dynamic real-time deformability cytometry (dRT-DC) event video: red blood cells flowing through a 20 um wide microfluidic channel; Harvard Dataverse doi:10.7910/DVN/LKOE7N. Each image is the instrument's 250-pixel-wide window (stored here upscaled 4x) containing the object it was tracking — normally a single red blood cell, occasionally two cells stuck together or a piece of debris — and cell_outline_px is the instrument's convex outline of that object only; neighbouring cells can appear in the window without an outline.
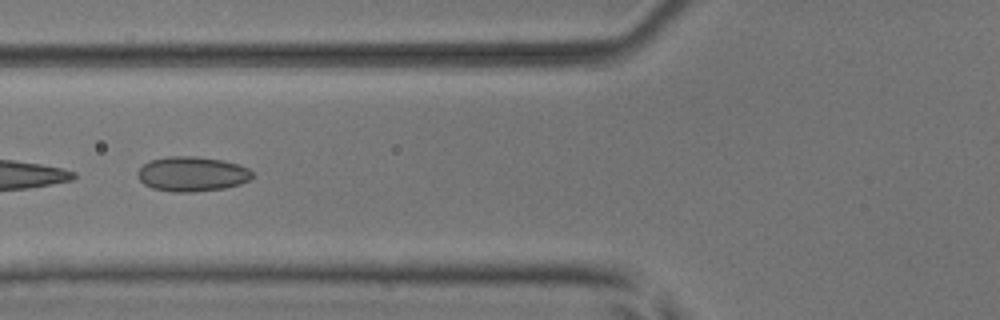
{"species": "common noctule bat (a hibernating species)", "species_latin": "Nyctalus noctula", "temperature_condition": "room temperature", "stored_images_in_passage": 5, "camera_frame_rate_fps": 3000, "um_per_image_px": 0.085, "animal": {"sex": "male", "body_mass_g": 17.9, "forearm_length_mm": 54.2}, "frame": {"image": 1, "passage_image": 5, "time_ms": 4.333, "image_size_px": [1000, 320], "cell_outline_px": [[252, 176], [248, 180], [240, 184], [224, 188], [192, 192], [172, 192], [152, 188], [144, 184], [136, 176], [136, 172], [144, 164], [152, 160], [168, 156], [196, 156], [224, 160], [240, 164], [248, 168], [252, 172]], "centroid_in_image_um": [16.31, 14.78], "position_along_channel_um": 109.5, "area_um2": 23.35}}